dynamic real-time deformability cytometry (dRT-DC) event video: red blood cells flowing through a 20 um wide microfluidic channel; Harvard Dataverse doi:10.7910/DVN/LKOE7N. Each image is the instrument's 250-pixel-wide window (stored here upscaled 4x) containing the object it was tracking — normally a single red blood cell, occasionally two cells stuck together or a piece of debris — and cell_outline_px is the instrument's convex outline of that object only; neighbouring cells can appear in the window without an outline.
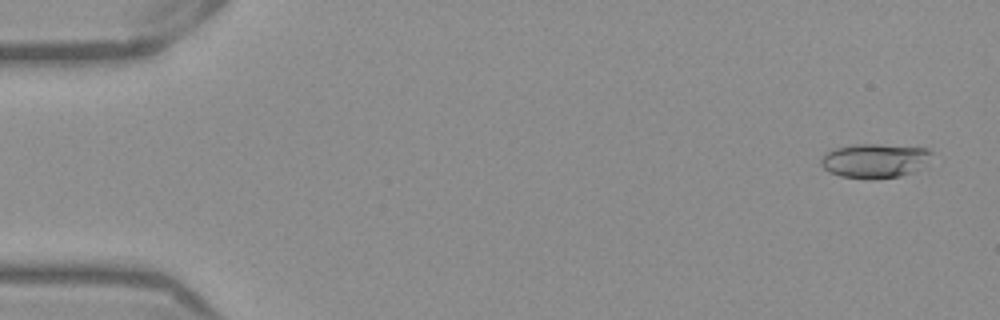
{"species": "Egyptian fruit bat (a non-hibernating species)", "species_latin": "Rousettus aegyptiacus", "temperature_condition": "warm", "stored_images_in_passage": 48, "camera_frame_rate_fps": 3000, "um_per_image_px": 0.085, "frame": {"image": 1, "passage_image": 3, "time_ms": 0.667, "image_size_px": [1000, 320], "cell_outline_px": [[932, 152], [912, 172], [900, 176], [872, 180], [868, 180], [840, 176], [824, 168], [820, 164], [820, 160], [832, 148], [852, 144], [880, 144], [928, 148]], "centroid_in_image_um": [74.26, 13.65], "position_along_channel_um": 10.7, "area_um2": 21.85}}
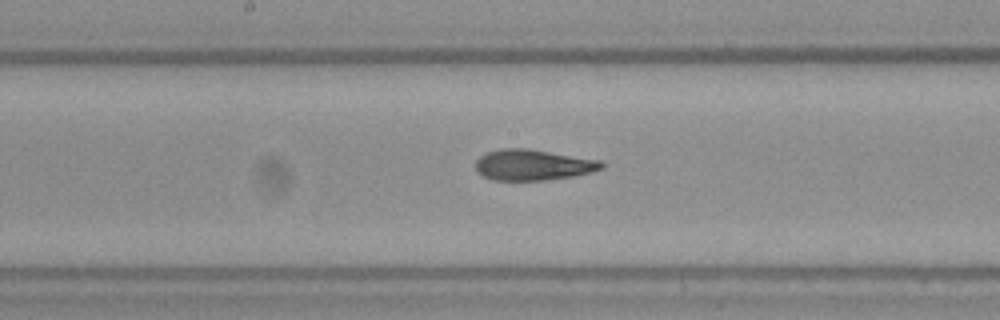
{"frame": {"image": 2, "passage_image": 28, "time_ms": 9.0, "image_size_px": [1000, 320], "cell_outline_px": [[604, 168], [592, 172], [572, 176], [544, 180], [492, 180], [476, 172], [476, 160], [484, 152], [500, 148], [528, 148], [600, 160], [604, 164]], "centroid_in_image_um": [45.27, 14.0], "position_along_channel_um": 202.9, "area_um2": 22.77}}
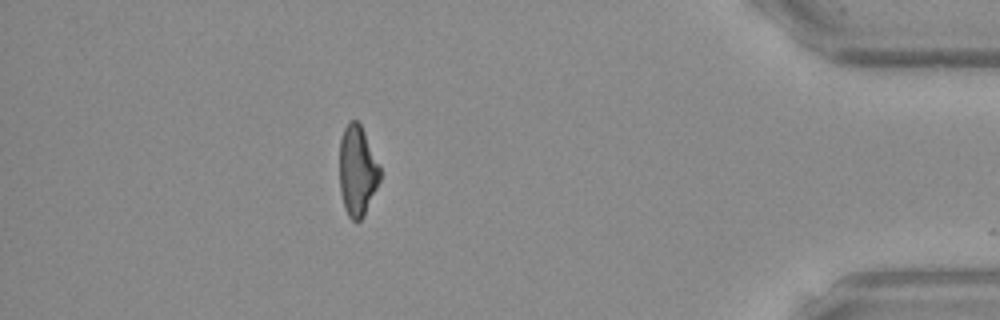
{"frame": {"image": 3, "passage_image": 47, "time_ms": 15.333, "image_size_px": [1000, 320], "cell_outline_px": [[380, 180], [364, 216], [360, 220], [352, 220], [348, 216], [344, 208], [340, 192], [340, 140], [344, 128], [348, 120], [356, 120], [360, 124], [380, 164]], "centroid_in_image_um": [30.37, 14.51], "position_along_channel_um": 404.8, "area_um2": 21.39}}